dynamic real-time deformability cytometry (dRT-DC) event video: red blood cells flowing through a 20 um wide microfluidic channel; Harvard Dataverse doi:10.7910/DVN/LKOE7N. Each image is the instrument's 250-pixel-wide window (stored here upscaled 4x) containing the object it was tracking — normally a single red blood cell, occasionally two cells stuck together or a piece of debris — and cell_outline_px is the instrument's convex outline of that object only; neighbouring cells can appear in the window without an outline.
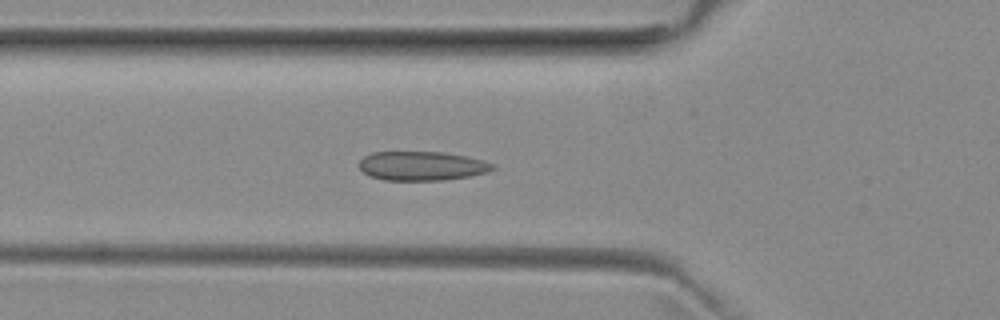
{"species": "common noctule bat (a hibernating species)", "species_latin": "Nyctalus noctula", "temperature_condition": "room temperature", "stored_images_in_passage": 52, "camera_frame_rate_fps": 3000, "um_per_image_px": 0.085, "animal": {"sex": "female", "body_mass_g": 29.2, "forearm_length_mm": 56.3}, "frame": {"image": 1, "passage_image": 17, "time_ms": 5.333, "image_size_px": [1000, 320], "cell_outline_px": [[496, 168], [488, 172], [468, 176], [444, 180], [384, 180], [368, 176], [360, 168], [360, 160], [364, 156], [372, 152], [444, 152], [468, 156], [484, 160], [492, 164]], "centroid_in_image_um": [35.86, 14.1], "position_along_channel_um": 89.9, "area_um2": 22.72}}
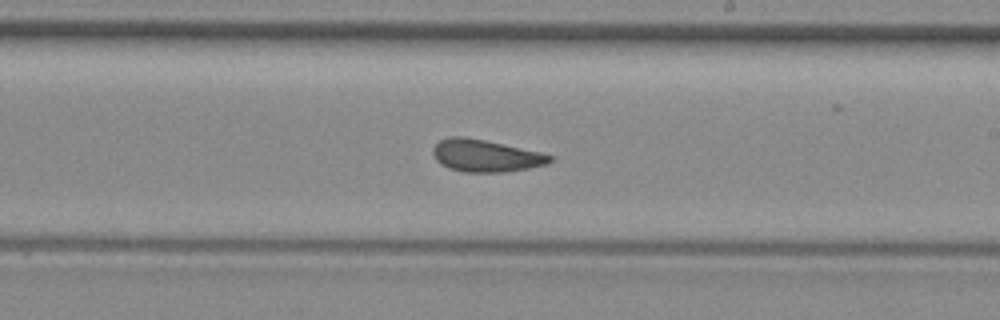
{"frame": {"image": 2, "passage_image": 29, "time_ms": 9.333, "image_size_px": [1000, 320], "cell_outline_px": [[556, 156], [548, 164], [528, 168], [504, 172], [464, 172], [448, 168], [440, 164], [436, 160], [432, 152], [432, 148], [440, 140], [448, 136], [464, 136], [484, 140], [540, 152]], "centroid_in_image_um": [41.26, 13.24], "position_along_channel_um": 247.7, "area_um2": 22.02}}
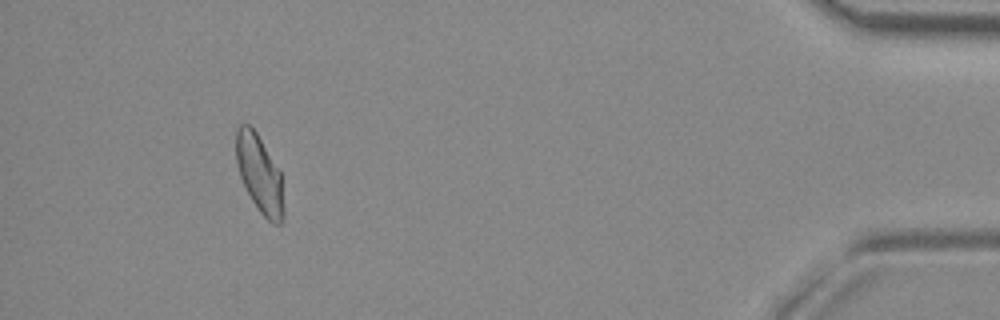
{"frame": {"image": 3, "passage_image": 47, "time_ms": 15.333, "image_size_px": [1000, 320], "cell_outline_px": [[284, 220], [280, 224], [272, 224], [260, 212], [252, 200], [240, 176], [236, 164], [236, 128], [240, 124], [248, 124], [256, 132], [280, 172], [284, 208]], "centroid_in_image_um": [22.06, 14.81], "position_along_channel_um": 413.1, "area_um2": 21.33}, "authors_computed_cell_mechanics": {"area_um2": 22.0218, "velocity_mm_per_s": 3.9441, "shape_relaxation_time_tau1_ms": 7.5385, "shape_relaxation_time_tau2_ms": 1.5363, "deformation_change_tau1": 0.1317, "deformation_change_tau2": 0.0585}}